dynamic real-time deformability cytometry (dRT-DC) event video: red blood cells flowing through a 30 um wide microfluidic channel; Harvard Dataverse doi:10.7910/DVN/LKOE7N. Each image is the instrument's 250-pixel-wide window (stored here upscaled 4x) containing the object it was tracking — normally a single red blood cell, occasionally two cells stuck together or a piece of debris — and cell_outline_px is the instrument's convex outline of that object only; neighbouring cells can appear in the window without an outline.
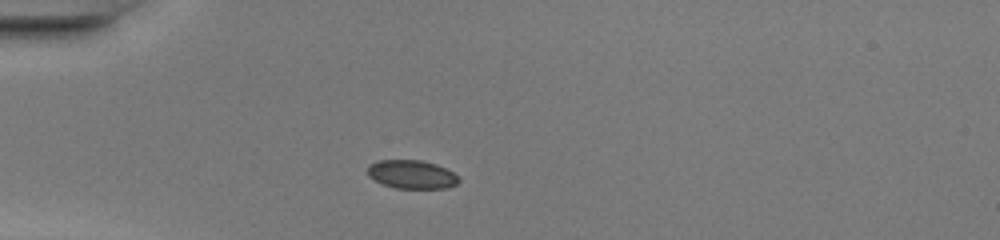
{"species": "common noctule bat (a hibernating species)", "species_latin": "Nyctalus noctula", "temperature_condition": "warm", "stored_images_in_passage": 35, "camera_frame_rate_fps": 3000, "um_per_image_px": 0.085, "animal": {"sex": "female", "body_mass_g": 20.0, "forearm_length_mm": 54.0}, "frame": {"image": 1, "passage_image": 1, "time_ms": 0.0, "image_size_px": [1000, 240], "cell_outline_px": [[460, 180], [456, 184], [448, 188], [396, 188], [384, 184], [368, 176], [368, 164], [376, 160], [420, 160], [436, 164], [460, 176]], "centroid_in_image_um": [35.0, 14.82], "position_along_channel_um": 50.0, "area_um2": 15.14}}
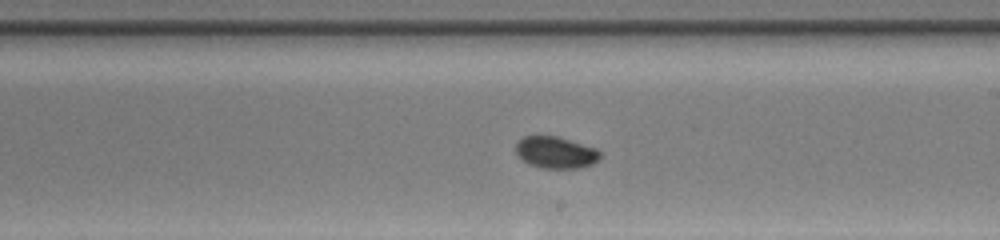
{"frame": {"image": 2, "passage_image": 16, "time_ms": 5.0, "image_size_px": [1000, 240], "cell_outline_px": [[600, 160], [592, 164], [580, 168], [540, 168], [528, 164], [516, 152], [516, 140], [524, 136], [556, 136], [596, 148], [600, 152]], "centroid_in_image_um": [47.23, 12.96], "position_along_channel_um": 241.8, "area_um2": 15.61}}
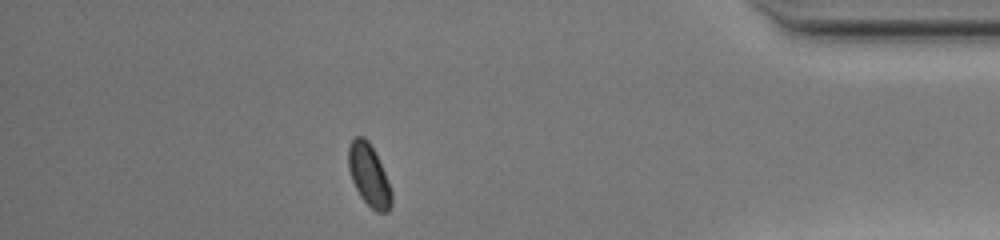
{"frame": {"image": 3, "passage_image": 30, "time_ms": 9.667, "image_size_px": [1000, 240], "cell_outline_px": [[392, 204], [388, 212], [376, 212], [360, 196], [352, 180], [348, 168], [348, 144], [356, 136], [364, 136], [368, 140], [376, 152], [388, 180], [392, 192]], "centroid_in_image_um": [31.37, 14.87], "position_along_channel_um": 403.8, "area_um2": 15.72}, "authors_computed_cell_mechanics": {"area_um2": 15.606, "velocity_mm_per_s": 4.2558, "shape_relaxation_time_tau1_ms": 3.9986, "shape_relaxation_time_tau2_ms": null, "deformation_change_tau1": 0.0891, "deformation_change_tau2": null}}